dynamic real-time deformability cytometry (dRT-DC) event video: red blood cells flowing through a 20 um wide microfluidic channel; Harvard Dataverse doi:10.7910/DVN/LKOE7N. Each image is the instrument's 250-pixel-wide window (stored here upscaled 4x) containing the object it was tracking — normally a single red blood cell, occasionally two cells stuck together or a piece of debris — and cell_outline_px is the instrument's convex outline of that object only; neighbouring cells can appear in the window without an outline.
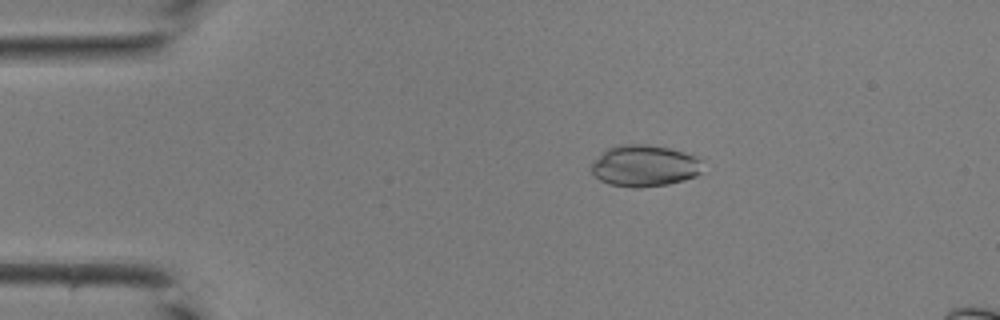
{"species": "common noctule bat (a hibernating species)", "species_latin": "Nyctalus noctula", "temperature_condition": "room temperature", "stored_images_in_passage": 43, "camera_frame_rate_fps": 3000, "um_per_image_px": 0.085, "animal": {"sex": "male", "body_mass_g": 19.0, "forearm_length_mm": 50.8}, "frame": {"image": 1, "passage_image": 8, "time_ms": 2.333, "image_size_px": [1000, 320], "cell_outline_px": [[700, 172], [696, 176], [684, 180], [668, 184], [636, 188], [632, 188], [608, 184], [600, 180], [592, 172], [592, 160], [608, 148], [620, 144], [648, 144], [668, 148], [700, 156]], "centroid_in_image_um": [54.77, 14.09], "position_along_channel_um": 30.2, "area_um2": 27.05}}
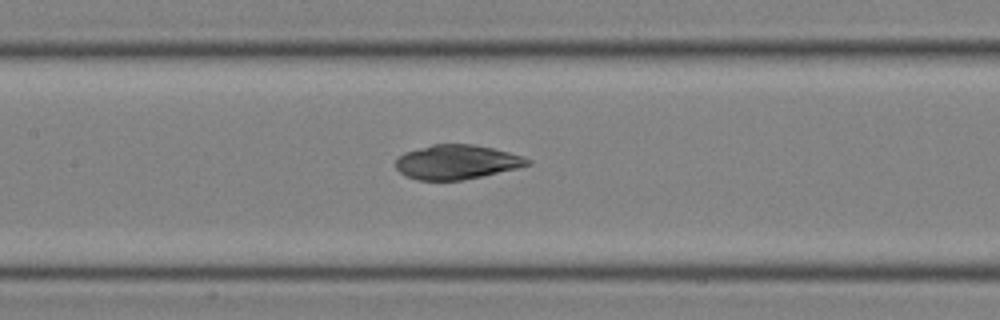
{"frame": {"image": 2, "passage_image": 20, "time_ms": 6.333, "image_size_px": [1000, 320], "cell_outline_px": [[532, 164], [516, 168], [464, 180], [416, 180], [404, 176], [396, 168], [396, 160], [404, 152], [432, 144], [472, 144], [492, 148], [524, 156], [532, 160]], "centroid_in_image_um": [38.81, 13.77], "position_along_channel_um": 168.6, "area_um2": 26.41}}
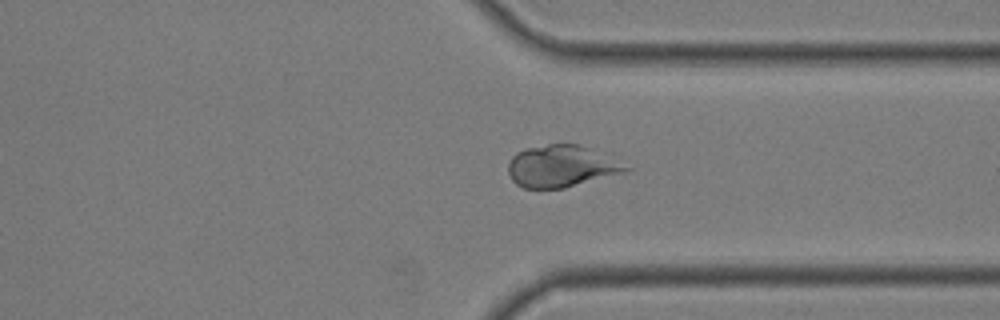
{"frame": {"image": 3, "passage_image": 32, "time_ms": 10.333, "image_size_px": [1000, 320], "cell_outline_px": [[632, 168], [624, 172], [564, 188], [524, 188], [516, 184], [512, 180], [508, 172], [508, 164], [512, 156], [516, 152], [524, 148], [548, 144], [580, 144]], "centroid_in_image_um": [47.64, 14.13], "position_along_channel_um": 363.8, "area_um2": 28.32}}